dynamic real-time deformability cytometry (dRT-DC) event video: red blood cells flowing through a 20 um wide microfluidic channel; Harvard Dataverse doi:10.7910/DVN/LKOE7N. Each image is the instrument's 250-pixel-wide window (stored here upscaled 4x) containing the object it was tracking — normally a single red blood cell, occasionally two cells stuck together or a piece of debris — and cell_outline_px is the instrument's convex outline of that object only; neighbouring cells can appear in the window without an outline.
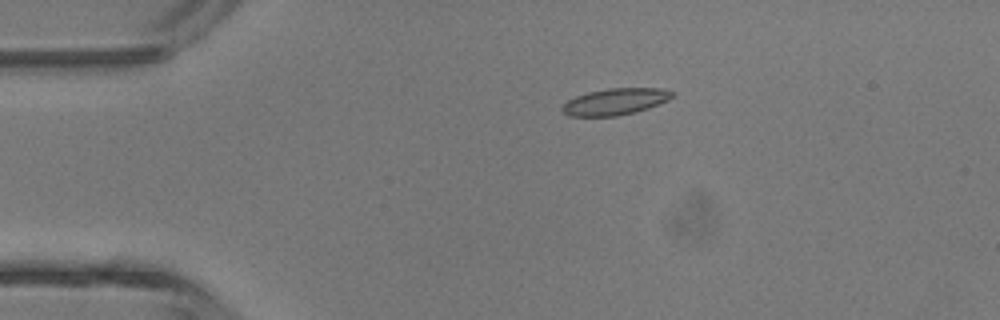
{"species": "common noctule bat (a hibernating species)", "species_latin": "Nyctalus noctula", "temperature_condition": "room temperature", "stored_images_in_passage": 2, "camera_frame_rate_fps": 3000, "um_per_image_px": 0.085, "animal": {"sex": "male", "body_mass_g": 13.3}, "frame": {"image": 1, "passage_image": 1, "time_ms": 0.0, "image_size_px": [1000, 320], "cell_outline_px": [[676, 96], [668, 100], [648, 108], [636, 112], [616, 116], [568, 116], [560, 108], [568, 100], [576, 96], [588, 92], [608, 88], [660, 88], [676, 92]], "centroid_in_image_um": [52.33, 8.63], "position_along_channel_um": 32.7, "area_um2": 17.11}}